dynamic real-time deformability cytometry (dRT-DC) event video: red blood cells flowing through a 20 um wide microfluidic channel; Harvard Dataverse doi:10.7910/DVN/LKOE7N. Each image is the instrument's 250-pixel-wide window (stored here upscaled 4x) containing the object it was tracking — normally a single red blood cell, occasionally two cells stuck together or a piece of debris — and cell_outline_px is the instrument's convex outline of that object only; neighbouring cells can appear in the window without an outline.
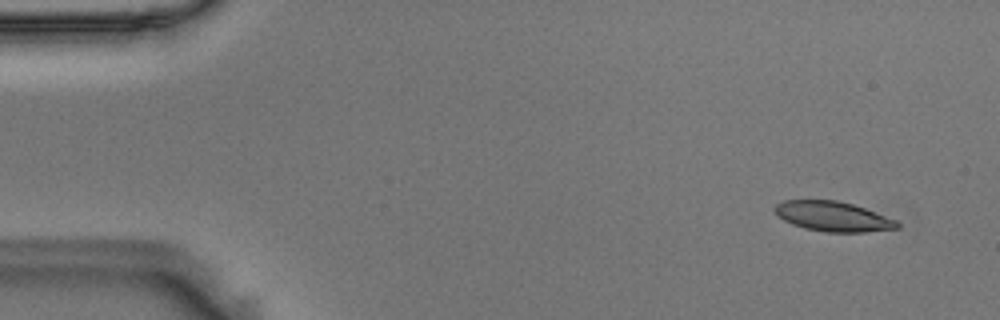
{"species": "Egyptian fruit bat (a non-hibernating species)", "species_latin": "Rousettus aegyptiacus", "temperature_condition": "room temperature", "stored_images_in_passage": 52, "camera_frame_rate_fps": 3000, "um_per_image_px": 0.085, "animal": {"sex": "male"}, "frame": {"image": 1, "passage_image": 1, "time_ms": 0.0, "image_size_px": [1000, 320], "cell_outline_px": [[900, 228], [864, 232], [824, 232], [804, 228], [792, 224], [776, 216], [772, 208], [776, 204], [784, 200], [836, 200], [852, 204], [864, 208], [896, 220], [900, 224]], "centroid_in_image_um": [70.76, 18.4], "position_along_channel_um": 14.2, "area_um2": 21.39}}
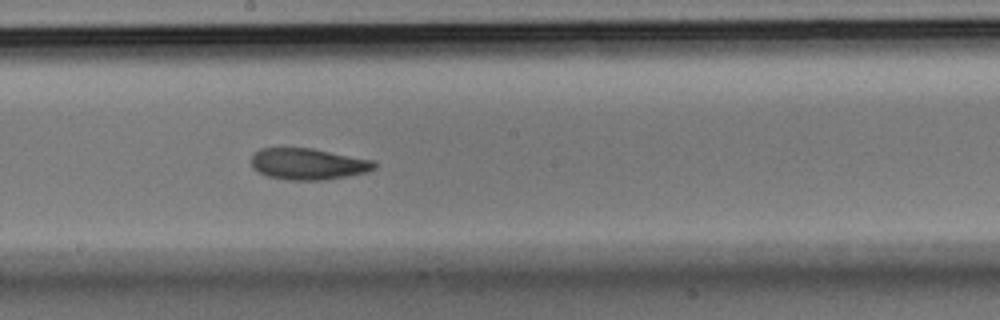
{"frame": {"image": 2, "passage_image": 27, "time_ms": 8.667, "image_size_px": [1000, 320], "cell_outline_px": [[376, 168], [368, 172], [348, 176], [324, 180], [288, 180], [268, 176], [252, 168], [252, 156], [260, 148], [312, 148], [376, 160]], "centroid_in_image_um": [26.25, 13.94], "position_along_channel_um": 222.0, "area_um2": 22.66}}
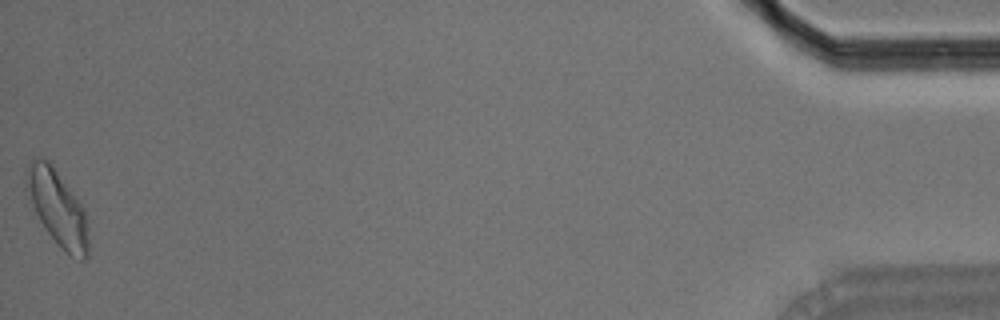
{"frame": {"image": 3, "passage_image": 52, "time_ms": 17.0, "image_size_px": [1000, 320], "cell_outline_px": [[88, 256], [84, 260], [80, 260], [64, 252], [44, 228], [24, 188], [24, 172], [32, 160], [36, 156], [40, 156], [48, 160], [52, 164], [84, 208], [88, 224]], "centroid_in_image_um": [4.87, 17.65], "position_along_channel_um": 430.3, "area_um2": 27.57}, "authors_computed_cell_mechanics": {"area_um2": 22.831, "velocity_mm_per_s": 3.6607, "shape_relaxation_time_tau1_ms": 5.5449, "shape_relaxation_time_tau2_ms": 3.0516, "deformation_change_tau1": 0.1378, "deformation_change_tau2": 0.099}}